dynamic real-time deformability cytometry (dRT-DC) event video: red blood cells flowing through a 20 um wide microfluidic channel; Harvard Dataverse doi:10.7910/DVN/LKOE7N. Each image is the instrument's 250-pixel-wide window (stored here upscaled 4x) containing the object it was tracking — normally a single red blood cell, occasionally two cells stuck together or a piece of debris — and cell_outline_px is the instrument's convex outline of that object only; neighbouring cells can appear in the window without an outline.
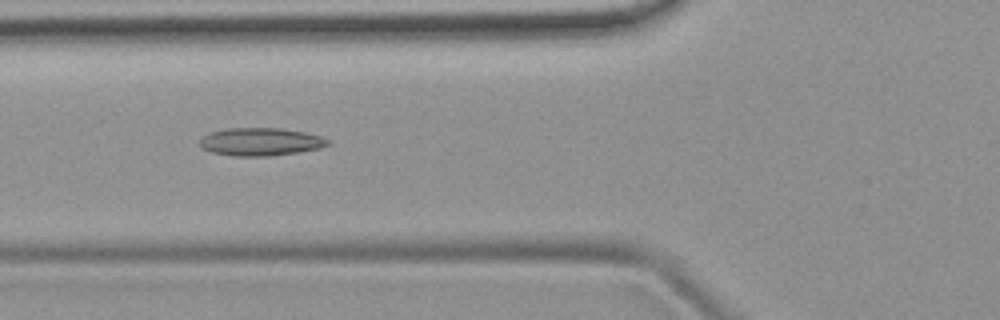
{"species": "common noctule bat (a hibernating species)", "species_latin": "Nyctalus noctula", "temperature_condition": "room temperature", "stored_images_in_passage": 51, "camera_frame_rate_fps": 3000, "um_per_image_px": 0.085, "animal": {"sex": "female", "body_mass_g": 19.9}, "frame": {"image": 1, "passage_image": 19, "time_ms": 6.0, "image_size_px": [1000, 320], "cell_outline_px": [[328, 144], [320, 148], [296, 152], [268, 156], [232, 156], [212, 152], [204, 148], [200, 144], [200, 140], [208, 132], [228, 128], [280, 128], [304, 132], [320, 136], [328, 140]], "centroid_in_image_um": [22.12, 12.04], "position_along_channel_um": 103.7, "area_um2": 20.58}}
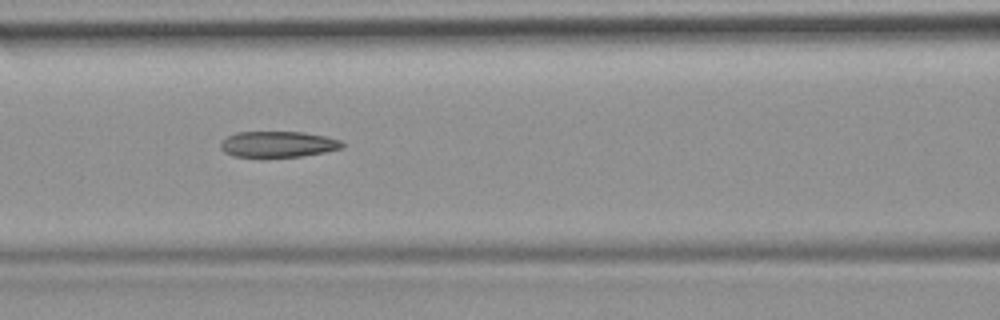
{"frame": {"image": 2, "passage_image": 22, "time_ms": 7.0, "image_size_px": [1000, 320], "cell_outline_px": [[344, 144], [340, 148], [324, 152], [300, 156], [232, 156], [224, 152], [220, 148], [220, 144], [228, 136], [236, 132], [304, 132], [324, 136], [340, 140]], "centroid_in_image_um": [23.6, 12.25], "position_along_channel_um": 143.0, "area_um2": 18.03}}
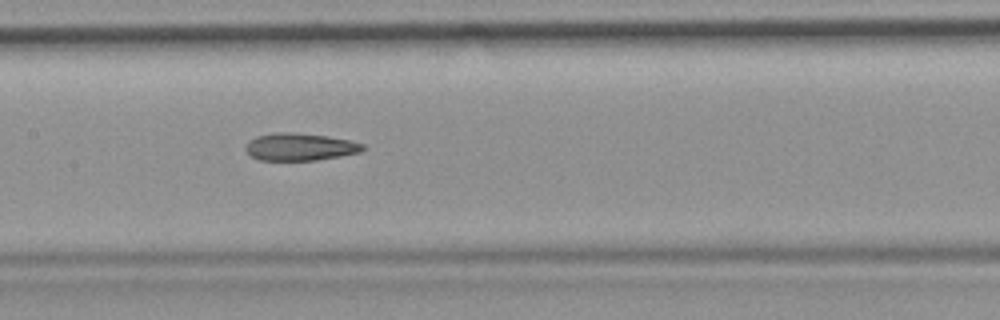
{"frame": {"image": 3, "passage_image": 25, "time_ms": 8.0, "image_size_px": [1000, 320], "cell_outline_px": [[364, 148], [360, 152], [340, 156], [316, 160], [260, 160], [252, 156], [244, 148], [248, 140], [256, 136], [276, 132], [292, 132], [328, 136], [352, 140], [364, 144]], "centroid_in_image_um": [25.49, 12.47], "position_along_channel_um": 181.9, "area_um2": 18.79}, "authors_computed_cell_mechanics": {"area_um2": 19.4786, "velocity_mm_per_s": 3.9061, "shape_relaxation_time_tau1_ms": null, "shape_relaxation_time_tau2_ms": 6.8949, "deformation_change_tau1": null, "deformation_change_tau2": 0.1944}}